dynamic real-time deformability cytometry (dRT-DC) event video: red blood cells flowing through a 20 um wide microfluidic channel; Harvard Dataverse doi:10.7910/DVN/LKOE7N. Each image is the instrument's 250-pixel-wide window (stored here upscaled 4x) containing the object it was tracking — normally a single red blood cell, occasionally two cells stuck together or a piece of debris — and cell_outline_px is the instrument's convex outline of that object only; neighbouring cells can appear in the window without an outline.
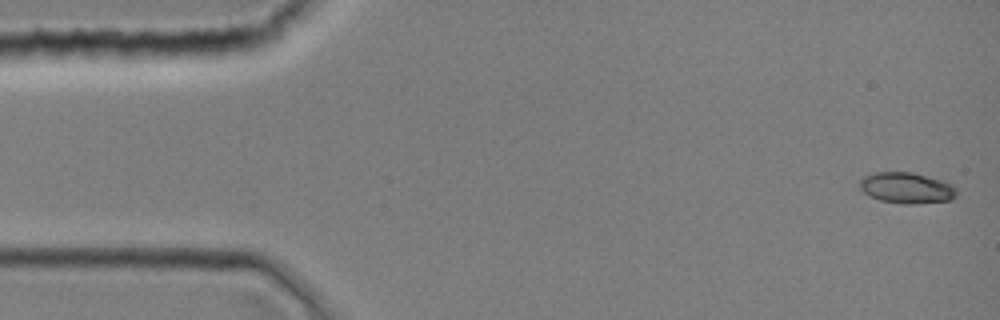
{"species": "common noctule bat (a hibernating species)", "species_latin": "Nyctalus noctula", "temperature_condition": "room temperature", "stored_images_in_passage": 2, "camera_frame_rate_fps": 3000, "um_per_image_px": 0.085, "animal": {"sex": "female", "body_mass_g": 19.0, "forearm_length_mm": 51.5}, "frame": {"image": 1, "passage_image": 1, "time_ms": 0.0, "image_size_px": [1000, 320], "cell_outline_px": [[956, 196], [952, 200], [916, 204], [904, 204], [880, 200], [864, 192], [860, 188], [860, 180], [864, 176], [872, 172], [912, 172], [940, 180], [952, 184], [956, 188]], "centroid_in_image_um": [77.07, 15.97], "position_along_channel_um": 7.9, "area_um2": 17.46}}